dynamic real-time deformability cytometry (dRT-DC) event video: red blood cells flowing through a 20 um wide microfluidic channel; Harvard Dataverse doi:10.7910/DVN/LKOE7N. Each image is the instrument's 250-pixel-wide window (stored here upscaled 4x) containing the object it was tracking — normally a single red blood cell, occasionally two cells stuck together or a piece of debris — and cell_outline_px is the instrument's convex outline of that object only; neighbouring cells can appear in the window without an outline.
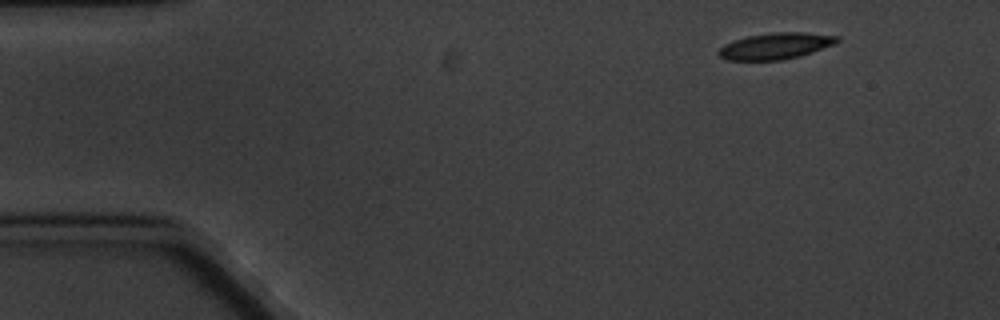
{"species": "common noctule bat (a hibernating species)", "species_latin": "Nyctalus noctula", "temperature_condition": "cold", "stored_images_in_passage": 3, "camera_frame_rate_fps": 3000, "um_per_image_px": 0.085, "animal": {"sex": "male", "body_mass_g": 20.1, "forearm_length_mm": 53.5}, "frame": {"image": 1, "passage_image": 1, "time_ms": 0.0, "image_size_px": [1000, 320], "cell_outline_px": [[840, 40], [836, 44], [800, 56], [780, 60], [728, 60], [720, 56], [716, 52], [724, 44], [748, 36], [772, 32], [804, 32], [840, 36]], "centroid_in_image_um": [65.96, 3.9], "position_along_channel_um": 19.0, "area_um2": 18.21}}